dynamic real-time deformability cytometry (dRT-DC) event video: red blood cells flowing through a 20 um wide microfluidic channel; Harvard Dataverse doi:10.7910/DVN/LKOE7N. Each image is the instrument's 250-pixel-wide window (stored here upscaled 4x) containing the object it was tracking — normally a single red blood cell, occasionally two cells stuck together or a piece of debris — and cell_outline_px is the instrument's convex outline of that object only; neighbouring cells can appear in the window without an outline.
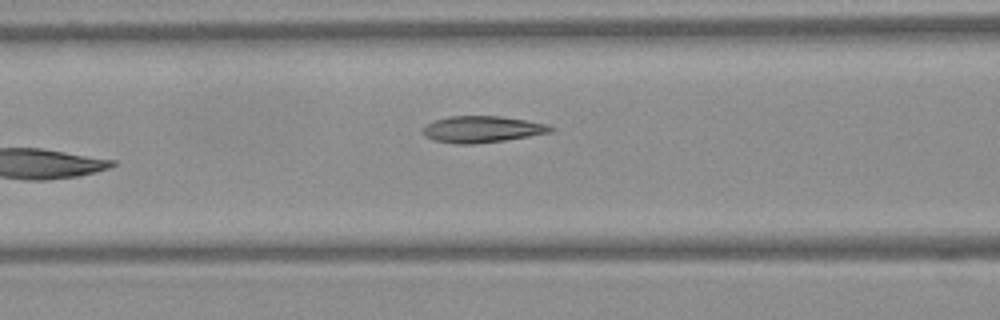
{"species": "Egyptian fruit bat (a non-hibernating species)", "species_latin": "Rousettus aegyptiacus", "temperature_condition": "warm", "stored_images_in_passage": 6, "camera_frame_rate_fps": 3000, "um_per_image_px": 0.085, "frame": {"image": 1, "passage_image": 6, "time_ms": 1.667, "image_size_px": [1000, 320], "cell_outline_px": [[556, 128], [552, 132], [504, 140], [472, 144], [456, 144], [432, 140], [424, 136], [420, 132], [420, 128], [436, 120], [448, 116], [500, 116], [548, 124]], "centroid_in_image_um": [40.93, 10.99], "position_along_channel_um": 125.7, "area_um2": 19.83}}